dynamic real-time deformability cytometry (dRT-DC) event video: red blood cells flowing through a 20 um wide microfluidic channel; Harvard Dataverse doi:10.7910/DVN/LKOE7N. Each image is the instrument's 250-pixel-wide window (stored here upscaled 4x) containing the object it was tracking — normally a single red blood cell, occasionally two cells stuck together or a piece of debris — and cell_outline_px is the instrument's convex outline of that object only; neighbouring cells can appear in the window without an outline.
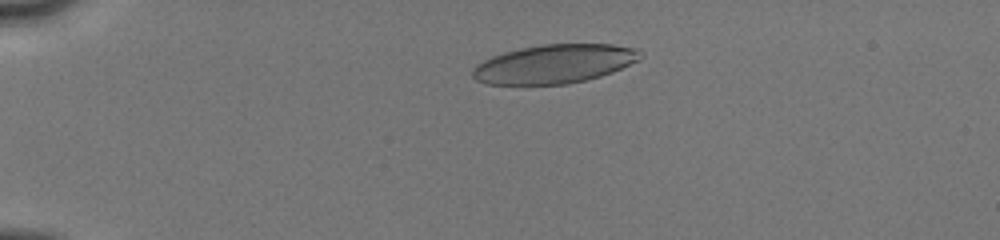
{"species": "human", "species_latin": "Homo sapiens", "temperature_condition": "cold", "stored_images_in_passage": 73, "camera_frame_rate_fps": 3000, "um_per_image_px": 0.085, "donor": {"sex": "male"}, "frame": {"image": 1, "passage_image": 6, "time_ms": 1.333, "image_size_px": [1000, 240], "cell_outline_px": [[644, 56], [640, 60], [612, 72], [600, 76], [568, 84], [488, 84], [476, 80], [472, 76], [472, 68], [476, 64], [492, 56], [504, 52], [520, 48], [540, 44], [612, 44], [636, 48], [644, 52]], "centroid_in_image_um": [47.15, 5.42], "position_along_channel_um": 37.9, "area_um2": 38.15}}
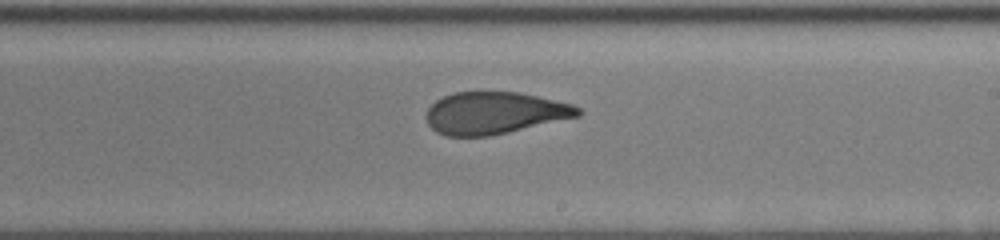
{"frame": {"image": 2, "passage_image": 34, "time_ms": 8.0, "image_size_px": [1000, 240], "cell_outline_px": [[584, 112], [580, 116], [492, 136], [444, 136], [436, 132], [428, 124], [424, 116], [428, 108], [436, 100], [444, 96], [456, 92], [516, 92], [536, 96], [572, 104], [580, 108]], "centroid_in_image_um": [42.02, 9.62], "position_along_channel_um": 247.0, "area_um2": 37.34}}
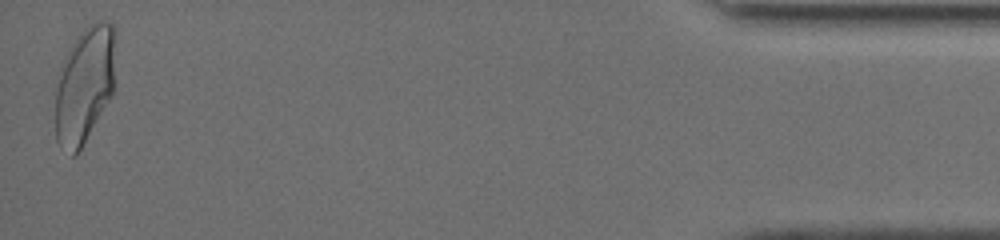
{"frame": {"image": 3, "passage_image": 71, "time_ms": 14.333, "image_size_px": [1000, 240], "cell_outline_px": [[116, 36], [112, 92], [108, 100], [80, 148], [72, 156], [56, 140], [56, 88], [60, 68], [72, 44], [80, 32], [88, 24], [96, 20], [104, 20], [112, 24], [116, 28]], "centroid_in_image_um": [7.2, 7.11], "position_along_channel_um": 428.0, "area_um2": 40.23}, "authors_computed_cell_mechanics": {"area_um2": 38.8416, "velocity_mm_per_s": 4.0365, "shape_relaxation_time_tau1_ms": 7.7416, "shape_relaxation_time_tau2_ms": 1.1651, "deformation_change_tau1": 0.2383, "deformation_change_tau2": 0.0881}}